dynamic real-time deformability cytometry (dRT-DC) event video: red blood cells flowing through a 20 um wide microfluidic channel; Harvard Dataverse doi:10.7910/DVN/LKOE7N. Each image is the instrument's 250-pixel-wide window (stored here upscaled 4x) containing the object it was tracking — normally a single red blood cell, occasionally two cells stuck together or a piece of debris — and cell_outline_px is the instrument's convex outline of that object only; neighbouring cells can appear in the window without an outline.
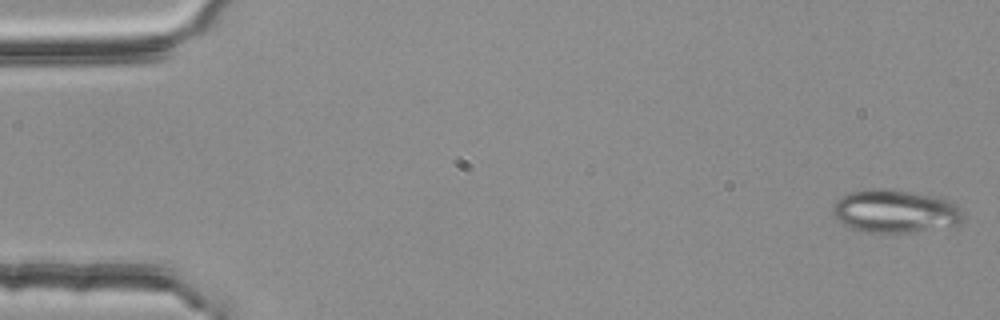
{"species": "common noctule bat (a hibernating species)", "species_latin": "Nyctalus noctula", "temperature_condition": "room temperature", "stored_images_in_passage": 3, "camera_frame_rate_fps": 3000, "um_per_image_px": 0.085, "animal": {"sex": "female", "body_mass_g": 25.1}, "frame": {"image": 1, "passage_image": 1, "time_ms": 0.0, "image_size_px": [1000, 320], "cell_outline_px": [[964, 220], [956, 228], [908, 232], [868, 232], [852, 228], [836, 220], [832, 212], [832, 208], [836, 200], [840, 196], [848, 192], [864, 188], [884, 188], [936, 196], [952, 200], [960, 208], [964, 216]], "centroid_in_image_um": [76.14, 17.95], "position_along_channel_um": 8.9, "area_um2": 33.58}}